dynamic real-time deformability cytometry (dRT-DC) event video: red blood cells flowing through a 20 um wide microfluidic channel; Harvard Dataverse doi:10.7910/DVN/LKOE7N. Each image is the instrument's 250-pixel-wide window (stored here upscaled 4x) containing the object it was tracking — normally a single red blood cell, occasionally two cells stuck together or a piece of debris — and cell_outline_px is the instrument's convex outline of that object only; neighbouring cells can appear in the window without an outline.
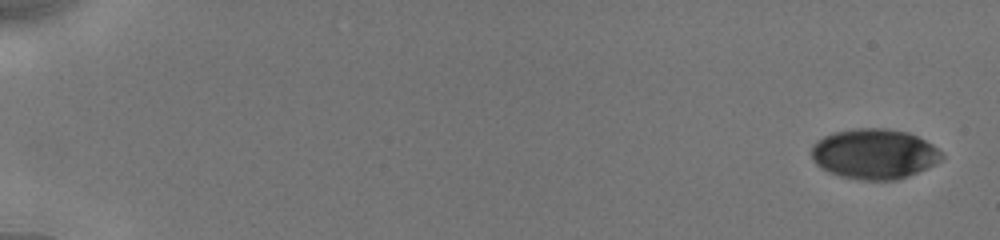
{"species": "human", "species_latin": "Homo sapiens", "temperature_condition": "cold", "stored_images_in_passage": 18, "camera_frame_rate_fps": 3000, "um_per_image_px": 0.085, "donor": {"sex": "male"}, "frame": {"image": 1, "passage_image": 1, "time_ms": 0.0, "image_size_px": [1000, 240], "cell_outline_px": [[944, 160], [928, 168], [908, 176], [896, 180], [860, 180], [840, 176], [828, 172], [816, 164], [812, 156], [812, 144], [816, 140], [832, 132], [856, 128], [888, 128], [908, 132], [932, 144], [944, 156]], "centroid_in_image_um": [74.32, 13.08], "position_along_channel_um": 10.7, "area_um2": 38.38}}
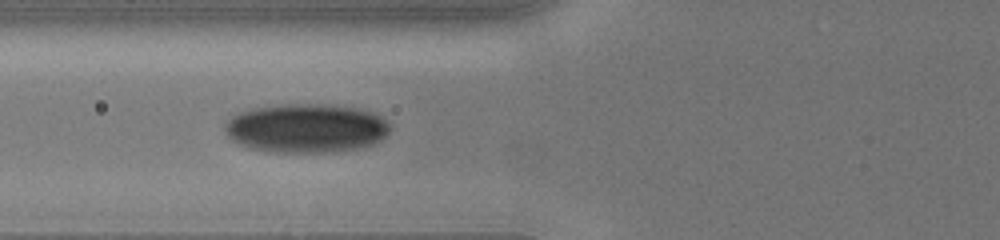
{"frame": {"image": 2, "passage_image": 16, "time_ms": 7.0, "image_size_px": [1000, 240], "cell_outline_px": [[392, 128], [380, 140], [372, 144], [356, 148], [336, 152], [268, 152], [248, 148], [232, 140], [228, 136], [224, 128], [224, 124], [232, 116], [240, 112], [252, 108], [284, 104], [328, 104], [360, 108], [372, 112], [380, 116]], "centroid_in_image_um": [26.01, 10.89], "position_along_channel_um": 99.8, "area_um2": 47.34}}
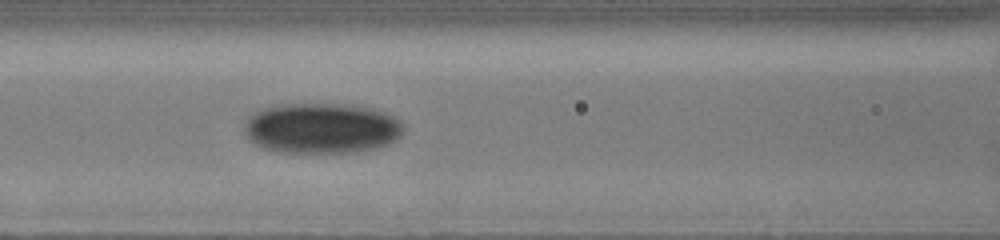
{"frame": {"image": 3, "passage_image": 18, "time_ms": 8.0, "image_size_px": [1000, 240], "cell_outline_px": [[404, 124], [400, 136], [396, 140], [376, 148], [352, 152], [276, 152], [264, 148], [256, 144], [244, 132], [244, 124], [248, 116], [252, 112], [264, 108], [280, 104], [344, 104], [376, 108], [400, 120]], "centroid_in_image_um": [27.33, 10.88], "position_along_channel_um": 139.3, "area_um2": 46.99}}